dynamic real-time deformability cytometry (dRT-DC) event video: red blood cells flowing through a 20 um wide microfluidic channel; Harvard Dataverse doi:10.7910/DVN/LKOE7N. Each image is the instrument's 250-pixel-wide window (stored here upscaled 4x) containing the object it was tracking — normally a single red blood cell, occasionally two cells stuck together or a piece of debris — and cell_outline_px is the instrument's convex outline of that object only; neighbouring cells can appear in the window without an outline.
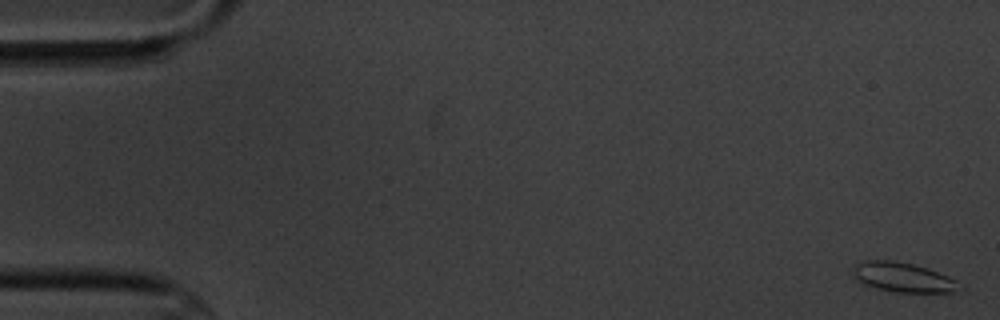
{"species": "common noctule bat (a hibernating species)", "species_latin": "Nyctalus noctula", "temperature_condition": "cold", "stored_images_in_passage": 9, "camera_frame_rate_fps": 3000, "um_per_image_px": 0.085, "animal": {"sex": "male", "body_mass_g": 20.1, "forearm_length_mm": 53.5}, "frame": {"image": 1, "passage_image": 1, "time_ms": 0.0, "image_size_px": [1000, 320], "cell_outline_px": [[964, 288], [952, 292], [896, 292], [876, 288], [864, 284], [856, 280], [852, 276], [852, 268], [856, 264], [864, 260], [892, 260], [912, 264], [928, 268], [948, 276], [956, 280]], "centroid_in_image_um": [76.73, 23.57], "position_along_channel_um": 8.3, "area_um2": 18.5}}
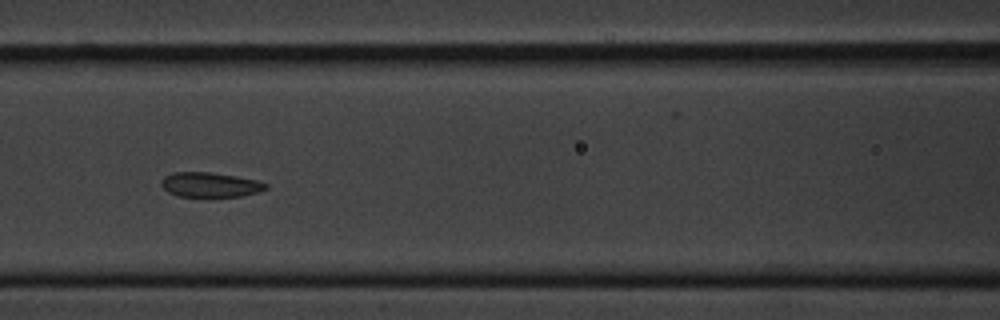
{"frame": {"image": 2, "passage_image": 8, "time_ms": 8.0, "image_size_px": [1000, 320], "cell_outline_px": [[268, 188], [260, 192], [240, 196], [176, 196], [168, 192], [160, 184], [160, 180], [164, 176], [172, 172], [212, 172], [236, 176], [256, 180], [268, 184]], "centroid_in_image_um": [17.85, 15.69], "position_along_channel_um": 148.8, "area_um2": 15.14}}
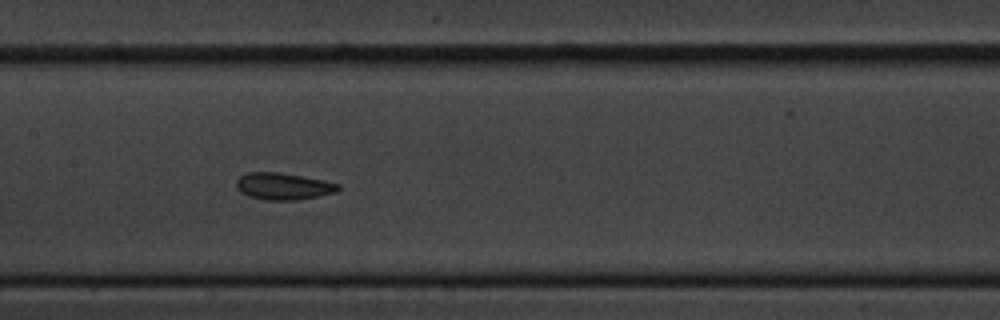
{"frame": {"image": 3, "passage_image": 9, "time_ms": 9.0, "image_size_px": [1000, 320], "cell_outline_px": [[340, 188], [336, 192], [320, 196], [296, 200], [264, 200], [248, 196], [240, 192], [236, 188], [236, 180], [240, 176], [248, 172], [280, 172], [304, 176], [324, 180], [340, 184]], "centroid_in_image_um": [24.08, 15.83], "position_along_channel_um": 183.3, "area_um2": 16.18}}